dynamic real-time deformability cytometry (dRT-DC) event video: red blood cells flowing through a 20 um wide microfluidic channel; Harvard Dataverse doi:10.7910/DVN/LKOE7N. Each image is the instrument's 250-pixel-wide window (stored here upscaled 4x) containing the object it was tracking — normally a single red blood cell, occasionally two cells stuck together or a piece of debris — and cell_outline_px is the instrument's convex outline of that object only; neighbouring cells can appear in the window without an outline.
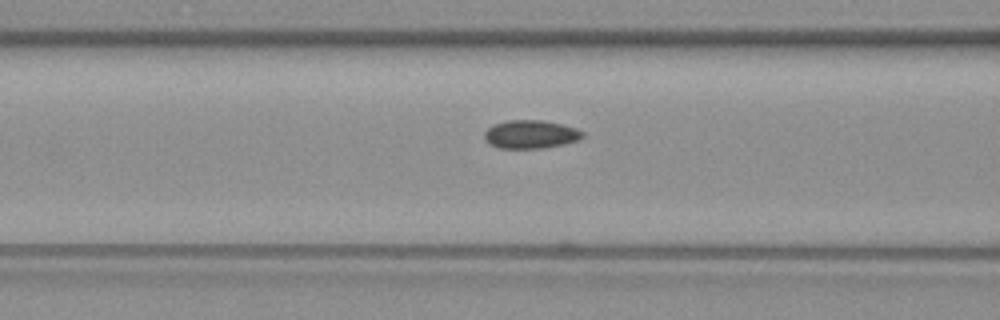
{"species": "common noctule bat (a hibernating species)", "species_latin": "Nyctalus noctula", "temperature_condition": "warm", "stored_images_in_passage": 18, "camera_frame_rate_fps": 3000, "um_per_image_px": 0.085, "animal": {"sex": "female", "body_mass_g": 19.3, "forearm_length_mm": 54.1}, "frame": {"image": 1, "passage_image": 16, "time_ms": 5.0, "image_size_px": [1000, 320], "cell_outline_px": [[584, 136], [580, 140], [564, 144], [544, 148], [500, 148], [488, 144], [484, 140], [484, 132], [492, 124], [508, 120], [544, 120], [576, 128], [584, 132]], "centroid_in_image_um": [45.09, 11.42], "position_along_channel_um": 121.5, "area_um2": 16.42}}